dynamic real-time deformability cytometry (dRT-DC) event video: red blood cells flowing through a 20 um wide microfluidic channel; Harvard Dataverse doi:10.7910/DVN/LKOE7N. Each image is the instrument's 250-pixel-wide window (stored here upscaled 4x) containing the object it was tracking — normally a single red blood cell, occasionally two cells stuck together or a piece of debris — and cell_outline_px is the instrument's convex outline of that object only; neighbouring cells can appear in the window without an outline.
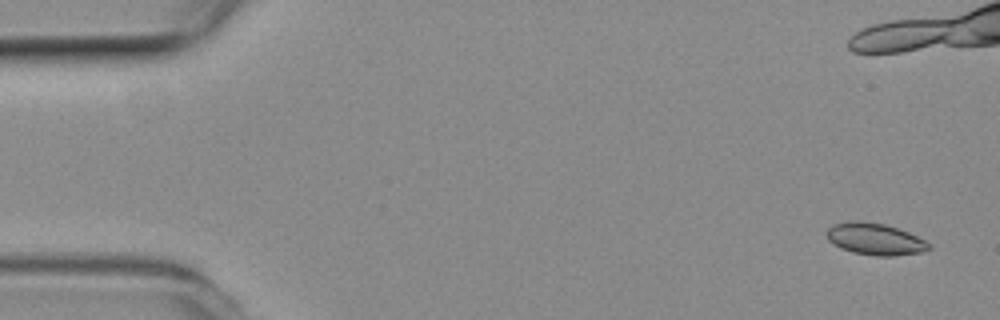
{"species": "common noctule bat (a hibernating species)", "species_latin": "Nyctalus noctula", "temperature_condition": "room temperature", "stored_images_in_passage": 7, "camera_frame_rate_fps": 3000, "um_per_image_px": 0.085, "animal": {"sex": "female", "body_mass_g": 19.3, "forearm_length_mm": 54.1}, "frame": {"image": 1, "passage_image": 1, "time_ms": 0.0, "image_size_px": [1000, 320], "cell_outline_px": [[932, 248], [920, 252], [892, 256], [876, 256], [852, 252], [840, 248], [832, 244], [828, 240], [828, 228], [832, 224], [848, 220], [856, 220], [884, 224], [908, 232], [932, 244]], "centroid_in_image_um": [74.36, 20.32], "position_along_channel_um": 10.6, "area_um2": 18.96}}